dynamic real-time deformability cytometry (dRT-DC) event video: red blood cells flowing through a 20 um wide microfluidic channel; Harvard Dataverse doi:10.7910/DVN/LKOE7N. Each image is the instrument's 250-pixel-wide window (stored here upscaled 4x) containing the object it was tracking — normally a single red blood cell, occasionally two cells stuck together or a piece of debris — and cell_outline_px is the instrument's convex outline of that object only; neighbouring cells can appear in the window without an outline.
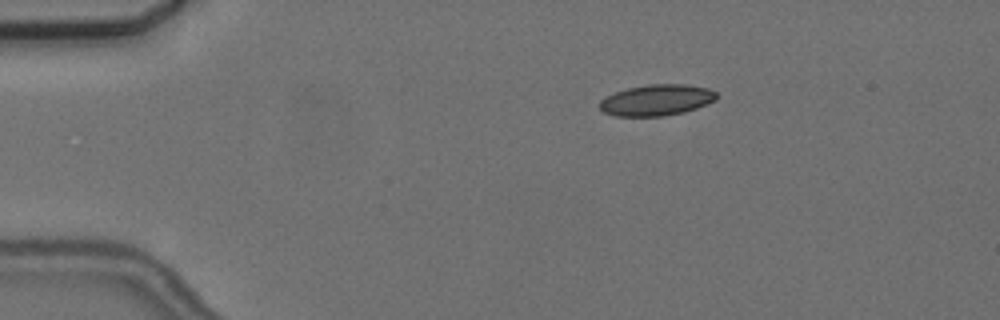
{"species": "common noctule bat (a hibernating species)", "species_latin": "Nyctalus noctula", "temperature_condition": "cold", "stored_images_in_passage": 3, "camera_frame_rate_fps": 3000, "um_per_image_px": 0.085, "animal": {"sex": "female", "body_mass_g": 24.6, "forearm_length_mm": 56.2}, "frame": {"image": 1, "passage_image": 1, "time_ms": 0.0, "image_size_px": [1000, 320], "cell_outline_px": [[716, 100], [696, 108], [684, 112], [664, 116], [616, 116], [604, 112], [600, 108], [600, 100], [604, 96], [628, 88], [648, 84], [688, 84], [708, 88], [716, 92]], "centroid_in_image_um": [55.81, 8.5], "position_along_channel_um": 29.2, "area_um2": 21.21}}